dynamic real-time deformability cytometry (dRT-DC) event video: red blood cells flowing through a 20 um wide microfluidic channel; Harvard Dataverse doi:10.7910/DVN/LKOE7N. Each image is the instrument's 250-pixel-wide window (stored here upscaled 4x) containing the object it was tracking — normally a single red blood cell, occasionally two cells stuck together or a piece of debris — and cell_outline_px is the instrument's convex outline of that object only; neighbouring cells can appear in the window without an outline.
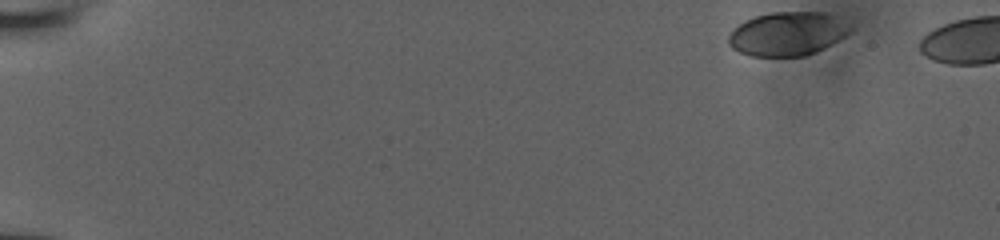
{"species": "human", "species_latin": "Homo sapiens", "temperature_condition": "room temperature", "stored_images_in_passage": 47, "camera_frame_rate_fps": 3000, "um_per_image_px": 0.085, "donor": {"sex": "male"}, "frame": {"image": 1, "passage_image": 1, "time_ms": 0.0, "image_size_px": [1000, 240], "cell_outline_px": [[852, 32], [840, 40], [816, 52], [804, 56], [752, 56], [740, 52], [732, 48], [728, 44], [728, 36], [732, 28], [744, 20], [756, 16], [772, 12], [824, 12], [836, 16], [852, 28]], "centroid_in_image_um": [66.93, 2.87], "position_along_channel_um": 18.1, "area_um2": 31.27}}
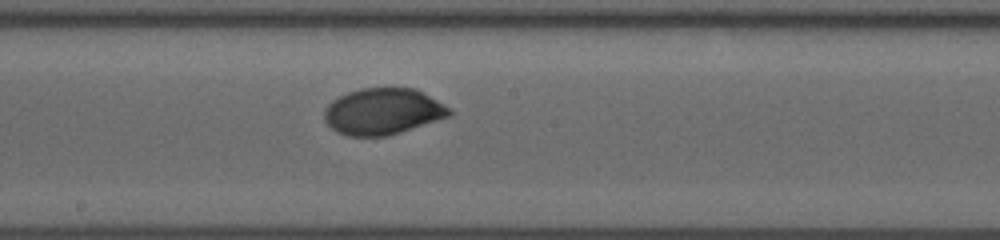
{"frame": {"image": 2, "passage_image": 27, "time_ms": 8.667, "image_size_px": [1000, 240], "cell_outline_px": [[452, 116], [388, 136], [348, 136], [336, 132], [324, 120], [324, 108], [332, 100], [348, 92], [360, 88], [416, 88], [424, 92], [452, 108]], "centroid_in_image_um": [32.57, 9.47], "position_along_channel_um": 215.6, "area_um2": 34.16}}
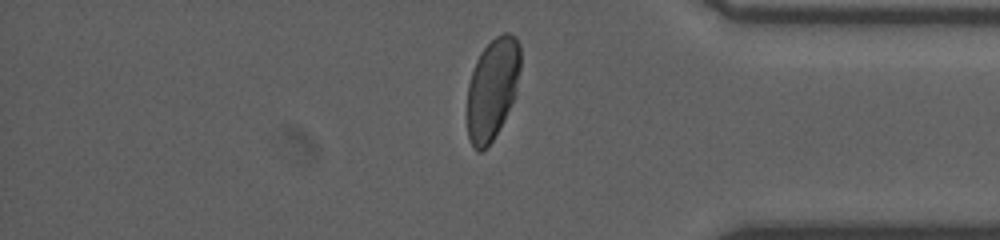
{"frame": {"image": 3, "passage_image": 41, "time_ms": 13.333, "image_size_px": [1000, 240], "cell_outline_px": [[520, 68], [516, 96], [504, 120], [492, 140], [480, 152], [476, 152], [472, 148], [468, 136], [468, 84], [476, 60], [480, 52], [496, 36], [504, 32], [508, 32], [516, 36], [520, 44]], "centroid_in_image_um": [41.87, 7.53], "position_along_channel_um": 393.3, "area_um2": 31.62}}